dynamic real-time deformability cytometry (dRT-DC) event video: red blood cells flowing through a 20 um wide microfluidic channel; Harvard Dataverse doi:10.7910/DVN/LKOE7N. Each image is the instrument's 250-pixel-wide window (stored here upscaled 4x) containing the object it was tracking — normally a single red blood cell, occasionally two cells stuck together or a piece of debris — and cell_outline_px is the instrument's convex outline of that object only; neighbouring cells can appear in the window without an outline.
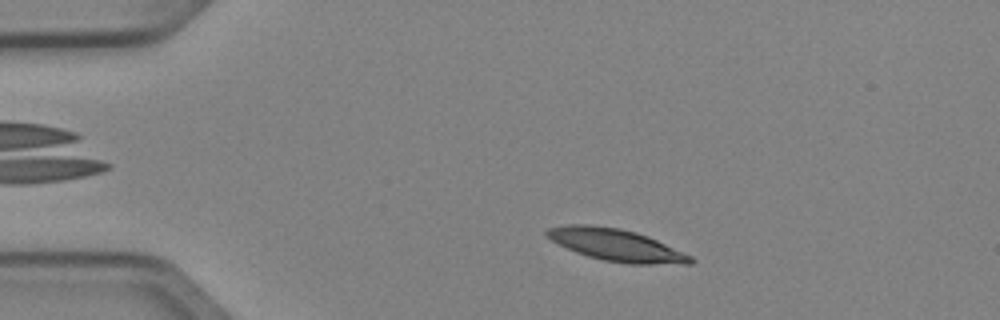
{"species": "Egyptian fruit bat (a non-hibernating species)", "species_latin": "Rousettus aegyptiacus", "temperature_condition": "cold", "stored_images_in_passage": 47, "camera_frame_rate_fps": 3000, "um_per_image_px": 0.085, "animal": {"sex": "female"}, "frame": {"image": 1, "passage_image": 6, "time_ms": 1.667, "image_size_px": [1000, 320], "cell_outline_px": [[696, 260], [692, 264], [628, 264], [604, 260], [588, 256], [576, 252], [544, 236], [544, 232], [548, 228], [568, 224], [588, 224], [620, 228], [636, 232], [648, 236], [692, 256]], "centroid_in_image_um": [52.39, 20.82], "position_along_channel_um": 32.6, "area_um2": 26.88}}
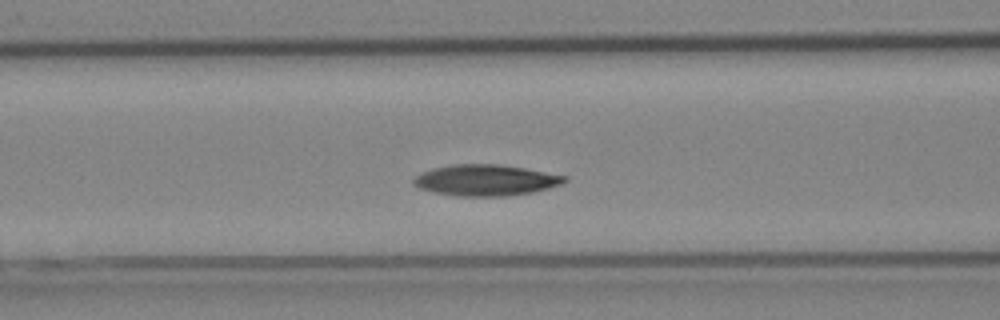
{"frame": {"image": 2, "passage_image": 17, "time_ms": 5.333, "image_size_px": [1000, 320], "cell_outline_px": [[568, 180], [560, 184], [548, 188], [532, 192], [504, 196], [460, 196], [436, 192], [420, 188], [412, 184], [412, 180], [416, 176], [432, 168], [452, 164], [500, 164], [524, 168], [568, 176]], "centroid_in_image_um": [41.29, 15.3], "position_along_channel_um": 125.3, "area_um2": 27.17}}
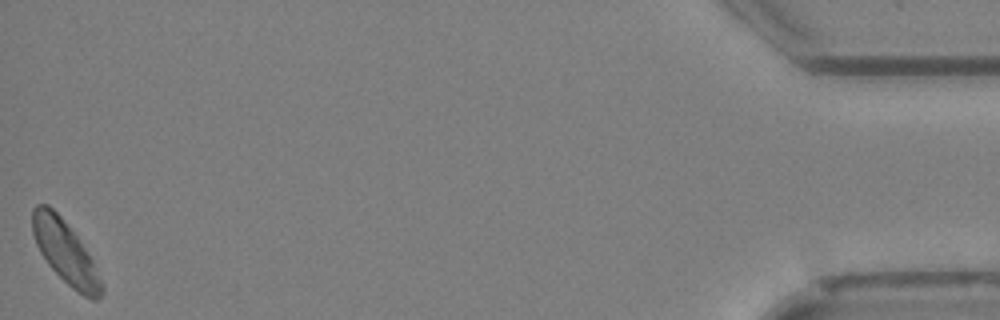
{"frame": {"image": 3, "passage_image": 47, "time_ms": 15.333, "image_size_px": [1000, 320], "cell_outline_px": [[104, 292], [96, 300], [92, 300], [84, 296], [72, 288], [48, 264], [40, 252], [36, 244], [32, 232], [32, 208], [36, 204], [48, 204], [60, 216], [76, 236], [92, 260], [104, 284]], "centroid_in_image_um": [5.55, 21.45], "position_along_channel_um": 429.7, "area_um2": 24.91}, "authors_computed_cell_mechanics": {"area_um2": 25.9522, "velocity_mm_per_s": 3.955, "shape_relaxation_time_tau1_ms": 3.9138, "shape_relaxation_time_tau2_ms": 10.1452, "deformation_change_tau1": 0.122, "deformation_change_tau2": 0.1305}}